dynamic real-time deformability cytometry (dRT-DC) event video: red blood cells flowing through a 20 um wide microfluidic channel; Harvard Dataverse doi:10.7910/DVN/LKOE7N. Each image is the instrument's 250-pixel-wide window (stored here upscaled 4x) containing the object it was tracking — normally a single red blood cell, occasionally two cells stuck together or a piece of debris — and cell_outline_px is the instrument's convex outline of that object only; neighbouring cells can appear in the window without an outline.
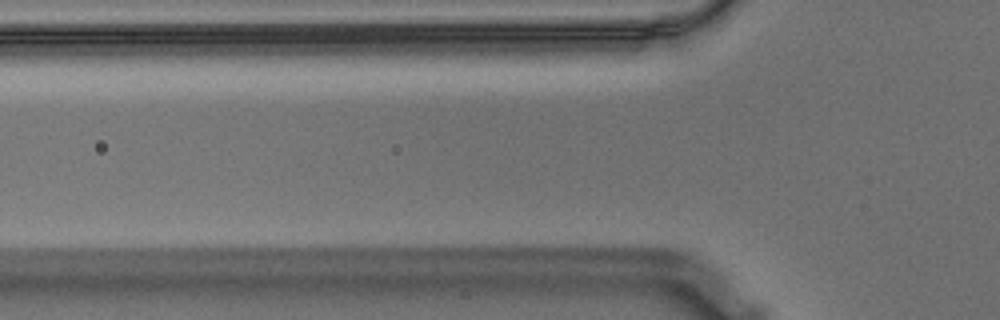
{"species": "Egyptian fruit bat (a non-hibernating species)", "species_latin": "Rousettus aegyptiacus", "temperature_condition": "warm", "stored_images_in_passage": 2, "camera_frame_rate_fps": 3000, "um_per_image_px": 0.085, "animal": {"sex": "male"}, "frame": {"image": 1, "passage_image": 2, "time_ms": 0.333, "image_size_px": [1000, 320], "cell_outline_px": [[392, 252], [384, 256], [240, 256], [228, 252], [228, 248], [300, 240], [364, 240]], "centroid_in_image_um": [26.55, 21.16], "position_along_channel_um": 99.2, "area_um2": 15.37}}